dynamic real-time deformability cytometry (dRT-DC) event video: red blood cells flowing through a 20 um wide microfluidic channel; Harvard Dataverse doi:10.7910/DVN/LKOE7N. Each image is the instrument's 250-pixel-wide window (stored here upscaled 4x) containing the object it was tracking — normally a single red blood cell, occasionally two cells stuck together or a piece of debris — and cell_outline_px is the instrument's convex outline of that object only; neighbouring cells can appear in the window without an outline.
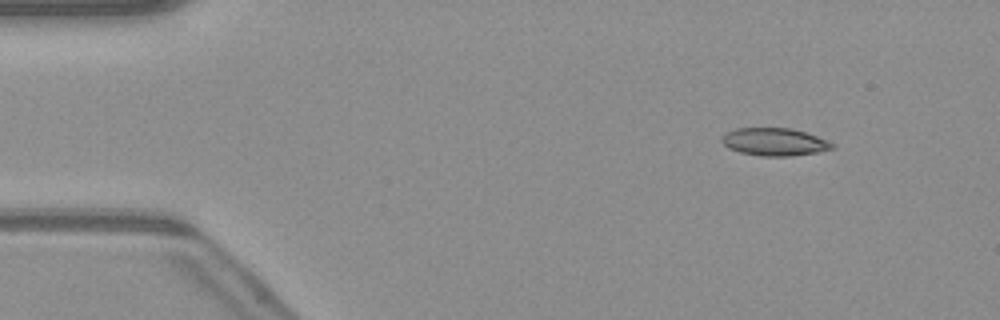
{"species": "common noctule bat (a hibernating species)", "species_latin": "Nyctalus noctula", "temperature_condition": "warm", "stored_images_in_passage": 51, "camera_frame_rate_fps": 3000, "um_per_image_px": 0.085, "animal": {"sex": "male", "body_mass_g": 23.1, "forearm_length_mm": 52.7}, "frame": {"image": 1, "passage_image": 6, "time_ms": 1.667, "image_size_px": [1000, 320], "cell_outline_px": [[836, 148], [816, 152], [792, 156], [760, 156], [740, 152], [728, 148], [720, 140], [720, 136], [736, 128], [792, 128], [828, 140], [836, 144]], "centroid_in_image_um": [65.84, 12.06], "position_along_channel_um": 19.2, "area_um2": 17.92}}
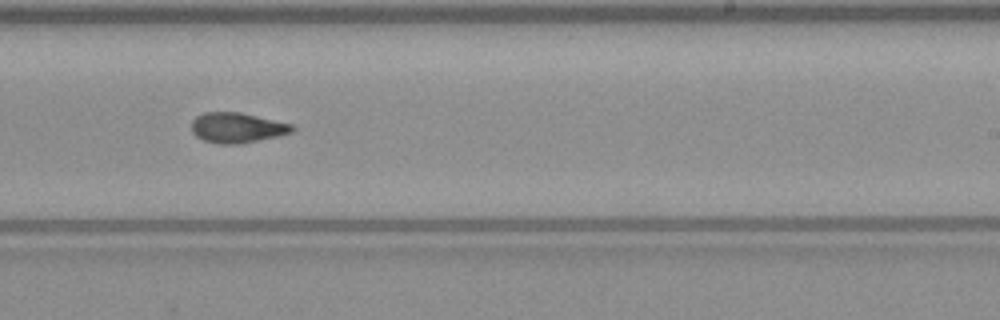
{"frame": {"image": 2, "passage_image": 31, "time_ms": 10.0, "image_size_px": [1000, 320], "cell_outline_px": [[296, 128], [292, 132], [276, 136], [240, 144], [220, 144], [204, 140], [196, 136], [192, 132], [192, 120], [196, 116], [204, 112], [240, 112], [292, 124]], "centroid_in_image_um": [20.14, 10.85], "position_along_channel_um": 268.9, "area_um2": 17.63}}
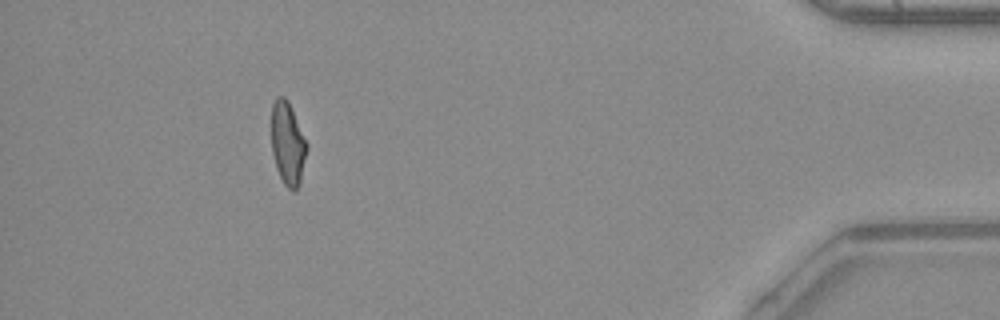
{"frame": {"image": 3, "passage_image": 46, "time_ms": 15.0, "image_size_px": [1000, 320], "cell_outline_px": [[308, 148], [300, 184], [292, 192], [284, 184], [276, 168], [272, 152], [272, 104], [276, 96], [284, 96], [288, 100], [308, 144]], "centroid_in_image_um": [24.47, 12.2], "position_along_channel_um": 410.7, "area_um2": 17.22}, "authors_computed_cell_mechanics": {"area_um2": 17.7446, "velocity_mm_per_s": 4.1009, "shape_relaxation_time_tau1_ms": null, "shape_relaxation_time_tau2_ms": 3.5457, "deformation_change_tau1": null, "deformation_change_tau2": 0.1091}}